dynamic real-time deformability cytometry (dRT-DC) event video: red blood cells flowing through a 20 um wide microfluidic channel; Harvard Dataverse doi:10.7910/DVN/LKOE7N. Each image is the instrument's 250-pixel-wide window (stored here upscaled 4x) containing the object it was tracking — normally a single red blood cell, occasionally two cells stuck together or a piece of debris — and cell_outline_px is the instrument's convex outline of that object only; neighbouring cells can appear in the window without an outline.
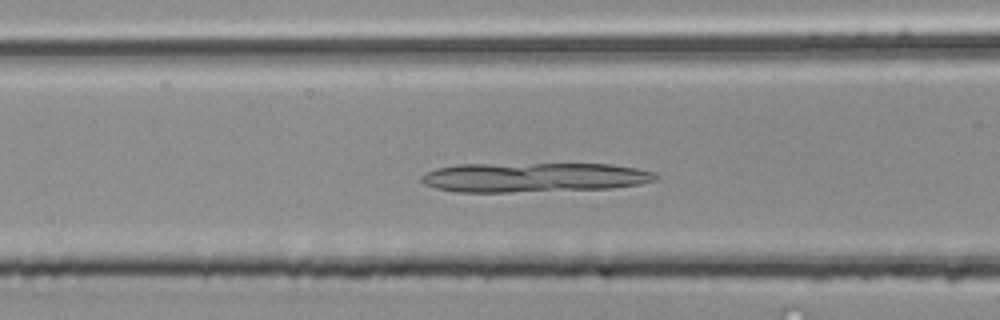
{"species": "common noctule bat (a hibernating species)", "species_latin": "Nyctalus noctula", "temperature_condition": "room temperature", "stored_images_in_passage": 45, "camera_frame_rate_fps": 3000, "um_per_image_px": 0.085, "animal": {"sex": "male", "body_mass_g": 20.4}, "frame": {"image": 1, "passage_image": 14, "time_ms": 4.333, "image_size_px": [1000, 320], "cell_outline_px": [[660, 176], [656, 180], [640, 184], [612, 188], [508, 192], [456, 192], [436, 188], [424, 184], [420, 180], [420, 176], [424, 172], [436, 168], [460, 164], [608, 164], [636, 168], [656, 172]], "centroid_in_image_um": [45.37, 15.07], "position_along_channel_um": 121.2, "area_um2": 40.46}}
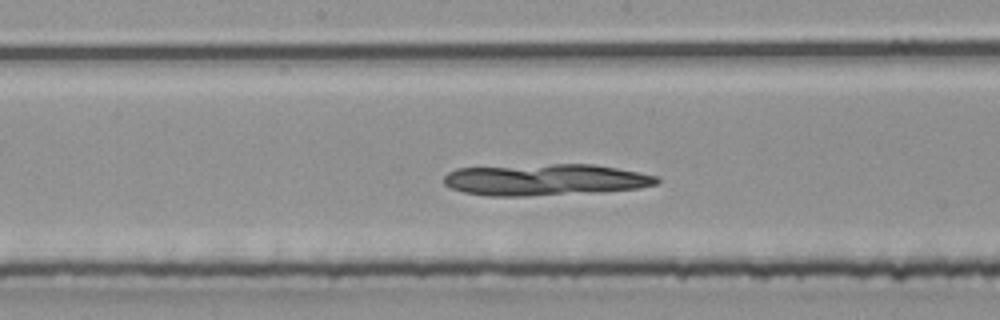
{"frame": {"image": 2, "passage_image": 20, "time_ms": 6.333, "image_size_px": [1000, 320], "cell_outline_px": [[660, 180], [656, 184], [640, 188], [600, 192], [528, 196], [488, 196], [464, 192], [452, 188], [444, 184], [444, 176], [448, 172], [456, 168], [552, 164], [596, 164], [640, 172], [656, 176]], "centroid_in_image_um": [46.36, 15.28], "position_along_channel_um": 201.8, "area_um2": 39.3}}
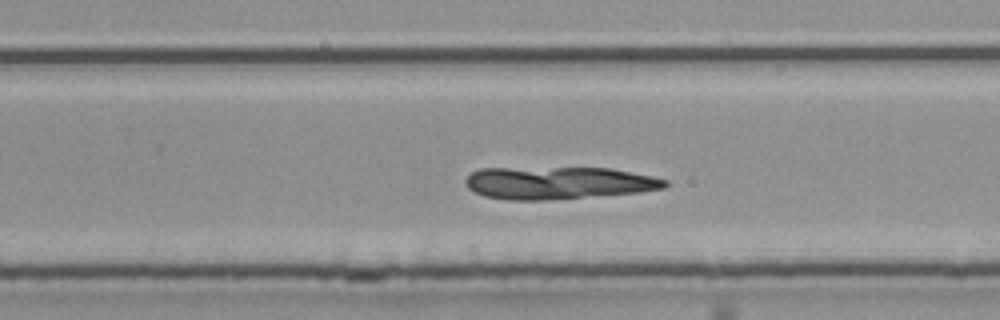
{"frame": {"image": 3, "passage_image": 26, "time_ms": 8.333, "image_size_px": [1000, 320], "cell_outline_px": [[668, 184], [664, 188], [640, 192], [544, 200], [508, 200], [484, 196], [468, 188], [464, 184], [464, 180], [472, 172], [480, 168], [608, 168], [652, 176], [668, 180]], "centroid_in_image_um": [47.43, 15.54], "position_along_channel_um": 282.4, "area_um2": 37.57}}